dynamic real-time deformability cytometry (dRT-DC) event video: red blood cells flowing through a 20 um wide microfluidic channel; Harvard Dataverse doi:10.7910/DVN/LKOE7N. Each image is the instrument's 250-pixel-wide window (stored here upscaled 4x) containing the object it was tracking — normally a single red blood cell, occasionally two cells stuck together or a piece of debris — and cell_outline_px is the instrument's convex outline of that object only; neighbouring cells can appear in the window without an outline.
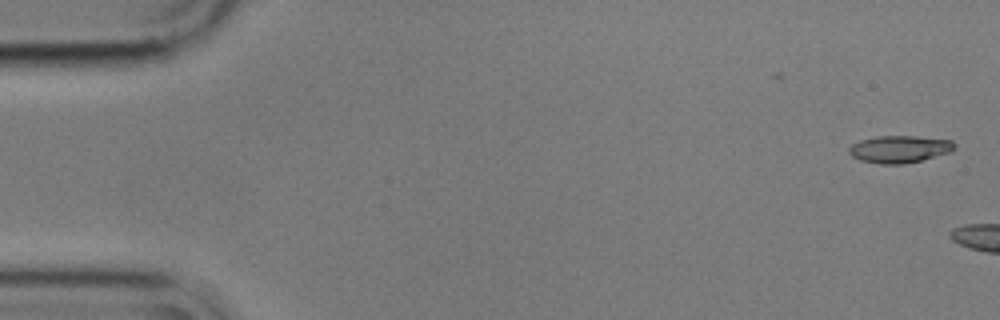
{"species": "common noctule bat (a hibernating species)", "species_latin": "Nyctalus noctula", "temperature_condition": "cold", "stored_images_in_passage": 9, "camera_frame_rate_fps": 3000, "um_per_image_px": 0.085, "animal": {"sex": "male", "body_mass_g": 17.9}, "frame": {"image": 1, "passage_image": 1, "time_ms": 0.0, "image_size_px": [1000, 320], "cell_outline_px": [[956, 148], [948, 152], [920, 160], [904, 164], [880, 164], [860, 160], [852, 156], [848, 152], [848, 148], [852, 144], [860, 140], [876, 136], [916, 136], [952, 140], [956, 144]], "centroid_in_image_um": [76.43, 12.67], "position_along_channel_um": 8.6, "area_um2": 16.7}}